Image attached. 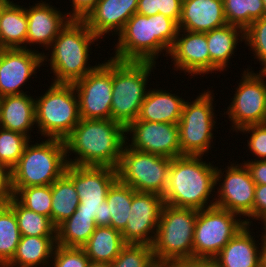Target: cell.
<instances>
[{
  "label": "cell",
  "instance_id": "cell-1",
  "mask_svg": "<svg viewBox=\"0 0 266 267\" xmlns=\"http://www.w3.org/2000/svg\"><path fill=\"white\" fill-rule=\"evenodd\" d=\"M125 134V127L112 119H80L64 139L66 161L71 165L116 169L126 143ZM72 152L77 156L73 160L69 158Z\"/></svg>",
  "mask_w": 266,
  "mask_h": 267
},
{
  "label": "cell",
  "instance_id": "cell-2",
  "mask_svg": "<svg viewBox=\"0 0 266 267\" xmlns=\"http://www.w3.org/2000/svg\"><path fill=\"white\" fill-rule=\"evenodd\" d=\"M178 30V24L163 14L145 16L135 13L118 33L116 51L111 58L156 63L155 60L163 50L165 54L170 53Z\"/></svg>",
  "mask_w": 266,
  "mask_h": 267
},
{
  "label": "cell",
  "instance_id": "cell-3",
  "mask_svg": "<svg viewBox=\"0 0 266 267\" xmlns=\"http://www.w3.org/2000/svg\"><path fill=\"white\" fill-rule=\"evenodd\" d=\"M202 157L182 155L171 159L163 195L165 204L195 210L215 206L214 198L211 203L208 201L211 192H215L216 167L210 162L202 161Z\"/></svg>",
  "mask_w": 266,
  "mask_h": 267
},
{
  "label": "cell",
  "instance_id": "cell-4",
  "mask_svg": "<svg viewBox=\"0 0 266 267\" xmlns=\"http://www.w3.org/2000/svg\"><path fill=\"white\" fill-rule=\"evenodd\" d=\"M98 39L83 20H70L49 48L53 83L73 84L95 69L88 65L89 46Z\"/></svg>",
  "mask_w": 266,
  "mask_h": 267
},
{
  "label": "cell",
  "instance_id": "cell-5",
  "mask_svg": "<svg viewBox=\"0 0 266 267\" xmlns=\"http://www.w3.org/2000/svg\"><path fill=\"white\" fill-rule=\"evenodd\" d=\"M155 64L119 61L112 58L111 119L125 128L139 116L141 105L148 92L146 89L148 77Z\"/></svg>",
  "mask_w": 266,
  "mask_h": 267
},
{
  "label": "cell",
  "instance_id": "cell-6",
  "mask_svg": "<svg viewBox=\"0 0 266 267\" xmlns=\"http://www.w3.org/2000/svg\"><path fill=\"white\" fill-rule=\"evenodd\" d=\"M67 165L64 140L47 138L40 143L28 142L11 169L12 188L51 185L65 172Z\"/></svg>",
  "mask_w": 266,
  "mask_h": 267
},
{
  "label": "cell",
  "instance_id": "cell-7",
  "mask_svg": "<svg viewBox=\"0 0 266 267\" xmlns=\"http://www.w3.org/2000/svg\"><path fill=\"white\" fill-rule=\"evenodd\" d=\"M196 219L197 210L174 207L164 203L151 245L158 264L173 260L193 259Z\"/></svg>",
  "mask_w": 266,
  "mask_h": 267
},
{
  "label": "cell",
  "instance_id": "cell-8",
  "mask_svg": "<svg viewBox=\"0 0 266 267\" xmlns=\"http://www.w3.org/2000/svg\"><path fill=\"white\" fill-rule=\"evenodd\" d=\"M35 119L41 136L64 140L81 119L73 84L51 83L45 94L35 99Z\"/></svg>",
  "mask_w": 266,
  "mask_h": 267
},
{
  "label": "cell",
  "instance_id": "cell-9",
  "mask_svg": "<svg viewBox=\"0 0 266 267\" xmlns=\"http://www.w3.org/2000/svg\"><path fill=\"white\" fill-rule=\"evenodd\" d=\"M129 141L126 136V143L116 168L118 180L137 192L155 193L163 197L171 158L130 148L127 145Z\"/></svg>",
  "mask_w": 266,
  "mask_h": 267
},
{
  "label": "cell",
  "instance_id": "cell-10",
  "mask_svg": "<svg viewBox=\"0 0 266 267\" xmlns=\"http://www.w3.org/2000/svg\"><path fill=\"white\" fill-rule=\"evenodd\" d=\"M212 95L211 90H207L194 101H185L178 122L180 156H202L211 149L216 123Z\"/></svg>",
  "mask_w": 266,
  "mask_h": 267
},
{
  "label": "cell",
  "instance_id": "cell-11",
  "mask_svg": "<svg viewBox=\"0 0 266 267\" xmlns=\"http://www.w3.org/2000/svg\"><path fill=\"white\" fill-rule=\"evenodd\" d=\"M237 215L216 206L197 210L193 259H214L246 225L245 220L237 219Z\"/></svg>",
  "mask_w": 266,
  "mask_h": 267
},
{
  "label": "cell",
  "instance_id": "cell-12",
  "mask_svg": "<svg viewBox=\"0 0 266 267\" xmlns=\"http://www.w3.org/2000/svg\"><path fill=\"white\" fill-rule=\"evenodd\" d=\"M249 70H244L226 111L233 123L231 130L236 132L248 125L266 123V71L256 74Z\"/></svg>",
  "mask_w": 266,
  "mask_h": 267
},
{
  "label": "cell",
  "instance_id": "cell-13",
  "mask_svg": "<svg viewBox=\"0 0 266 267\" xmlns=\"http://www.w3.org/2000/svg\"><path fill=\"white\" fill-rule=\"evenodd\" d=\"M227 167V170L223 172L216 167V186L218 183L219 186L216 191L218 198L215 197V206L236 213L240 215L239 217L243 215L251 218H245V223L251 226L256 184L244 163L237 165L232 163Z\"/></svg>",
  "mask_w": 266,
  "mask_h": 267
},
{
  "label": "cell",
  "instance_id": "cell-14",
  "mask_svg": "<svg viewBox=\"0 0 266 267\" xmlns=\"http://www.w3.org/2000/svg\"><path fill=\"white\" fill-rule=\"evenodd\" d=\"M81 119H111L112 58L73 83Z\"/></svg>",
  "mask_w": 266,
  "mask_h": 267
},
{
  "label": "cell",
  "instance_id": "cell-15",
  "mask_svg": "<svg viewBox=\"0 0 266 267\" xmlns=\"http://www.w3.org/2000/svg\"><path fill=\"white\" fill-rule=\"evenodd\" d=\"M65 173L72 179L79 197L77 210L99 216L101 203L106 200L112 184L118 179L115 168L68 164Z\"/></svg>",
  "mask_w": 266,
  "mask_h": 267
},
{
  "label": "cell",
  "instance_id": "cell-16",
  "mask_svg": "<svg viewBox=\"0 0 266 267\" xmlns=\"http://www.w3.org/2000/svg\"><path fill=\"white\" fill-rule=\"evenodd\" d=\"M125 132H130V148L171 159L180 156L178 124L134 121Z\"/></svg>",
  "mask_w": 266,
  "mask_h": 267
},
{
  "label": "cell",
  "instance_id": "cell-17",
  "mask_svg": "<svg viewBox=\"0 0 266 267\" xmlns=\"http://www.w3.org/2000/svg\"><path fill=\"white\" fill-rule=\"evenodd\" d=\"M48 56L30 48L0 49V97L27 93L21 90ZM45 60V61H44Z\"/></svg>",
  "mask_w": 266,
  "mask_h": 267
},
{
  "label": "cell",
  "instance_id": "cell-18",
  "mask_svg": "<svg viewBox=\"0 0 266 267\" xmlns=\"http://www.w3.org/2000/svg\"><path fill=\"white\" fill-rule=\"evenodd\" d=\"M163 197L155 193L135 192L127 225L121 232L126 243L152 245L159 225ZM151 233V234H150Z\"/></svg>",
  "mask_w": 266,
  "mask_h": 267
},
{
  "label": "cell",
  "instance_id": "cell-19",
  "mask_svg": "<svg viewBox=\"0 0 266 267\" xmlns=\"http://www.w3.org/2000/svg\"><path fill=\"white\" fill-rule=\"evenodd\" d=\"M181 32L182 34H180ZM169 56L173 59L176 71L181 70L191 76L209 74L210 54L206 32H190L179 29Z\"/></svg>",
  "mask_w": 266,
  "mask_h": 267
},
{
  "label": "cell",
  "instance_id": "cell-20",
  "mask_svg": "<svg viewBox=\"0 0 266 267\" xmlns=\"http://www.w3.org/2000/svg\"><path fill=\"white\" fill-rule=\"evenodd\" d=\"M25 9L28 20L25 48L27 49V44H38L49 50L55 38L71 19L45 1Z\"/></svg>",
  "mask_w": 266,
  "mask_h": 267
},
{
  "label": "cell",
  "instance_id": "cell-21",
  "mask_svg": "<svg viewBox=\"0 0 266 267\" xmlns=\"http://www.w3.org/2000/svg\"><path fill=\"white\" fill-rule=\"evenodd\" d=\"M137 6L138 0H99L83 21L100 39L110 31L112 35L113 31L118 35L128 19L136 13Z\"/></svg>",
  "mask_w": 266,
  "mask_h": 267
},
{
  "label": "cell",
  "instance_id": "cell-22",
  "mask_svg": "<svg viewBox=\"0 0 266 267\" xmlns=\"http://www.w3.org/2000/svg\"><path fill=\"white\" fill-rule=\"evenodd\" d=\"M227 24L223 0H183L178 28L205 33Z\"/></svg>",
  "mask_w": 266,
  "mask_h": 267
},
{
  "label": "cell",
  "instance_id": "cell-23",
  "mask_svg": "<svg viewBox=\"0 0 266 267\" xmlns=\"http://www.w3.org/2000/svg\"><path fill=\"white\" fill-rule=\"evenodd\" d=\"M35 119V99L23 93L0 97V127L26 135L30 139Z\"/></svg>",
  "mask_w": 266,
  "mask_h": 267
},
{
  "label": "cell",
  "instance_id": "cell-24",
  "mask_svg": "<svg viewBox=\"0 0 266 267\" xmlns=\"http://www.w3.org/2000/svg\"><path fill=\"white\" fill-rule=\"evenodd\" d=\"M246 224L213 259L217 267H260V248Z\"/></svg>",
  "mask_w": 266,
  "mask_h": 267
},
{
  "label": "cell",
  "instance_id": "cell-25",
  "mask_svg": "<svg viewBox=\"0 0 266 267\" xmlns=\"http://www.w3.org/2000/svg\"><path fill=\"white\" fill-rule=\"evenodd\" d=\"M185 100L166 90L152 89L147 92L135 121L178 124Z\"/></svg>",
  "mask_w": 266,
  "mask_h": 267
},
{
  "label": "cell",
  "instance_id": "cell-26",
  "mask_svg": "<svg viewBox=\"0 0 266 267\" xmlns=\"http://www.w3.org/2000/svg\"><path fill=\"white\" fill-rule=\"evenodd\" d=\"M56 245V236H21L12 260L5 267H50Z\"/></svg>",
  "mask_w": 266,
  "mask_h": 267
},
{
  "label": "cell",
  "instance_id": "cell-27",
  "mask_svg": "<svg viewBox=\"0 0 266 267\" xmlns=\"http://www.w3.org/2000/svg\"><path fill=\"white\" fill-rule=\"evenodd\" d=\"M238 37H241L240 40ZM206 40L210 54V72L211 74L213 71L221 72L226 70L238 42L244 40V30L238 26L226 24L206 32Z\"/></svg>",
  "mask_w": 266,
  "mask_h": 267
},
{
  "label": "cell",
  "instance_id": "cell-28",
  "mask_svg": "<svg viewBox=\"0 0 266 267\" xmlns=\"http://www.w3.org/2000/svg\"><path fill=\"white\" fill-rule=\"evenodd\" d=\"M27 25L25 7L8 0L0 9V49L25 48Z\"/></svg>",
  "mask_w": 266,
  "mask_h": 267
},
{
  "label": "cell",
  "instance_id": "cell-29",
  "mask_svg": "<svg viewBox=\"0 0 266 267\" xmlns=\"http://www.w3.org/2000/svg\"><path fill=\"white\" fill-rule=\"evenodd\" d=\"M126 244L120 231L111 226H97L81 248L90 261L112 263Z\"/></svg>",
  "mask_w": 266,
  "mask_h": 267
},
{
  "label": "cell",
  "instance_id": "cell-30",
  "mask_svg": "<svg viewBox=\"0 0 266 267\" xmlns=\"http://www.w3.org/2000/svg\"><path fill=\"white\" fill-rule=\"evenodd\" d=\"M97 225L87 212L76 210L56 228L57 245L81 248L91 237Z\"/></svg>",
  "mask_w": 266,
  "mask_h": 267
},
{
  "label": "cell",
  "instance_id": "cell-31",
  "mask_svg": "<svg viewBox=\"0 0 266 267\" xmlns=\"http://www.w3.org/2000/svg\"><path fill=\"white\" fill-rule=\"evenodd\" d=\"M51 222L57 228L70 218L80 203L72 179L64 172L51 184Z\"/></svg>",
  "mask_w": 266,
  "mask_h": 267
},
{
  "label": "cell",
  "instance_id": "cell-32",
  "mask_svg": "<svg viewBox=\"0 0 266 267\" xmlns=\"http://www.w3.org/2000/svg\"><path fill=\"white\" fill-rule=\"evenodd\" d=\"M136 191L129 185L116 180L109 188L106 201L108 203L109 215H111L110 226L122 232L128 222L132 196Z\"/></svg>",
  "mask_w": 266,
  "mask_h": 267
},
{
  "label": "cell",
  "instance_id": "cell-33",
  "mask_svg": "<svg viewBox=\"0 0 266 267\" xmlns=\"http://www.w3.org/2000/svg\"><path fill=\"white\" fill-rule=\"evenodd\" d=\"M15 213L21 236H56L50 218L22 206L14 197L6 203Z\"/></svg>",
  "mask_w": 266,
  "mask_h": 267
},
{
  "label": "cell",
  "instance_id": "cell-34",
  "mask_svg": "<svg viewBox=\"0 0 266 267\" xmlns=\"http://www.w3.org/2000/svg\"><path fill=\"white\" fill-rule=\"evenodd\" d=\"M20 239L16 215L4 204L0 207V267H5L12 260Z\"/></svg>",
  "mask_w": 266,
  "mask_h": 267
},
{
  "label": "cell",
  "instance_id": "cell-35",
  "mask_svg": "<svg viewBox=\"0 0 266 267\" xmlns=\"http://www.w3.org/2000/svg\"><path fill=\"white\" fill-rule=\"evenodd\" d=\"M227 24L244 31L254 20L266 16L263 0H223Z\"/></svg>",
  "mask_w": 266,
  "mask_h": 267
},
{
  "label": "cell",
  "instance_id": "cell-36",
  "mask_svg": "<svg viewBox=\"0 0 266 267\" xmlns=\"http://www.w3.org/2000/svg\"><path fill=\"white\" fill-rule=\"evenodd\" d=\"M14 198L24 207L45 215L51 220L52 194L51 185L29 186L13 189Z\"/></svg>",
  "mask_w": 266,
  "mask_h": 267
},
{
  "label": "cell",
  "instance_id": "cell-37",
  "mask_svg": "<svg viewBox=\"0 0 266 267\" xmlns=\"http://www.w3.org/2000/svg\"><path fill=\"white\" fill-rule=\"evenodd\" d=\"M159 265L148 244L127 243L110 267H156Z\"/></svg>",
  "mask_w": 266,
  "mask_h": 267
},
{
  "label": "cell",
  "instance_id": "cell-38",
  "mask_svg": "<svg viewBox=\"0 0 266 267\" xmlns=\"http://www.w3.org/2000/svg\"><path fill=\"white\" fill-rule=\"evenodd\" d=\"M29 141L26 135L0 127V164L12 169Z\"/></svg>",
  "mask_w": 266,
  "mask_h": 267
},
{
  "label": "cell",
  "instance_id": "cell-39",
  "mask_svg": "<svg viewBox=\"0 0 266 267\" xmlns=\"http://www.w3.org/2000/svg\"><path fill=\"white\" fill-rule=\"evenodd\" d=\"M244 41L252 48L255 58L261 62V71H266V16L251 23L244 31Z\"/></svg>",
  "mask_w": 266,
  "mask_h": 267
},
{
  "label": "cell",
  "instance_id": "cell-40",
  "mask_svg": "<svg viewBox=\"0 0 266 267\" xmlns=\"http://www.w3.org/2000/svg\"><path fill=\"white\" fill-rule=\"evenodd\" d=\"M51 262L52 267H87L90 259L82 248L56 245Z\"/></svg>",
  "mask_w": 266,
  "mask_h": 267
},
{
  "label": "cell",
  "instance_id": "cell-41",
  "mask_svg": "<svg viewBox=\"0 0 266 267\" xmlns=\"http://www.w3.org/2000/svg\"><path fill=\"white\" fill-rule=\"evenodd\" d=\"M243 133H251L247 142L251 153L258 157V160H266V123L253 124L241 128Z\"/></svg>",
  "mask_w": 266,
  "mask_h": 267
},
{
  "label": "cell",
  "instance_id": "cell-42",
  "mask_svg": "<svg viewBox=\"0 0 266 267\" xmlns=\"http://www.w3.org/2000/svg\"><path fill=\"white\" fill-rule=\"evenodd\" d=\"M99 0H72V11L67 13L71 20H84Z\"/></svg>",
  "mask_w": 266,
  "mask_h": 267
},
{
  "label": "cell",
  "instance_id": "cell-43",
  "mask_svg": "<svg viewBox=\"0 0 266 267\" xmlns=\"http://www.w3.org/2000/svg\"><path fill=\"white\" fill-rule=\"evenodd\" d=\"M12 197H14V192L11 169L0 165V199L6 204Z\"/></svg>",
  "mask_w": 266,
  "mask_h": 267
},
{
  "label": "cell",
  "instance_id": "cell-44",
  "mask_svg": "<svg viewBox=\"0 0 266 267\" xmlns=\"http://www.w3.org/2000/svg\"><path fill=\"white\" fill-rule=\"evenodd\" d=\"M266 217V185L256 184L254 203H253V219L261 220Z\"/></svg>",
  "mask_w": 266,
  "mask_h": 267
},
{
  "label": "cell",
  "instance_id": "cell-45",
  "mask_svg": "<svg viewBox=\"0 0 266 267\" xmlns=\"http://www.w3.org/2000/svg\"><path fill=\"white\" fill-rule=\"evenodd\" d=\"M183 0H158L159 14L173 19L177 24L180 20Z\"/></svg>",
  "mask_w": 266,
  "mask_h": 267
},
{
  "label": "cell",
  "instance_id": "cell-46",
  "mask_svg": "<svg viewBox=\"0 0 266 267\" xmlns=\"http://www.w3.org/2000/svg\"><path fill=\"white\" fill-rule=\"evenodd\" d=\"M255 184L266 185V160L244 161Z\"/></svg>",
  "mask_w": 266,
  "mask_h": 267
},
{
  "label": "cell",
  "instance_id": "cell-47",
  "mask_svg": "<svg viewBox=\"0 0 266 267\" xmlns=\"http://www.w3.org/2000/svg\"><path fill=\"white\" fill-rule=\"evenodd\" d=\"M163 265L165 267H217L213 259H180Z\"/></svg>",
  "mask_w": 266,
  "mask_h": 267
},
{
  "label": "cell",
  "instance_id": "cell-48",
  "mask_svg": "<svg viewBox=\"0 0 266 267\" xmlns=\"http://www.w3.org/2000/svg\"><path fill=\"white\" fill-rule=\"evenodd\" d=\"M136 13L145 16L158 14V0H138Z\"/></svg>",
  "mask_w": 266,
  "mask_h": 267
},
{
  "label": "cell",
  "instance_id": "cell-49",
  "mask_svg": "<svg viewBox=\"0 0 266 267\" xmlns=\"http://www.w3.org/2000/svg\"><path fill=\"white\" fill-rule=\"evenodd\" d=\"M111 215L108 211V203L105 200L101 203V208L99 210V216H95V223L97 226H110Z\"/></svg>",
  "mask_w": 266,
  "mask_h": 267
},
{
  "label": "cell",
  "instance_id": "cell-50",
  "mask_svg": "<svg viewBox=\"0 0 266 267\" xmlns=\"http://www.w3.org/2000/svg\"><path fill=\"white\" fill-rule=\"evenodd\" d=\"M260 267H266V242H261Z\"/></svg>",
  "mask_w": 266,
  "mask_h": 267
},
{
  "label": "cell",
  "instance_id": "cell-51",
  "mask_svg": "<svg viewBox=\"0 0 266 267\" xmlns=\"http://www.w3.org/2000/svg\"><path fill=\"white\" fill-rule=\"evenodd\" d=\"M87 267H110V263L90 261Z\"/></svg>",
  "mask_w": 266,
  "mask_h": 267
},
{
  "label": "cell",
  "instance_id": "cell-52",
  "mask_svg": "<svg viewBox=\"0 0 266 267\" xmlns=\"http://www.w3.org/2000/svg\"><path fill=\"white\" fill-rule=\"evenodd\" d=\"M261 222L263 223V231L261 235V242H266V217L261 219ZM264 233V234H263Z\"/></svg>",
  "mask_w": 266,
  "mask_h": 267
},
{
  "label": "cell",
  "instance_id": "cell-53",
  "mask_svg": "<svg viewBox=\"0 0 266 267\" xmlns=\"http://www.w3.org/2000/svg\"><path fill=\"white\" fill-rule=\"evenodd\" d=\"M8 0H0V9L4 6V4L7 2Z\"/></svg>",
  "mask_w": 266,
  "mask_h": 267
},
{
  "label": "cell",
  "instance_id": "cell-54",
  "mask_svg": "<svg viewBox=\"0 0 266 267\" xmlns=\"http://www.w3.org/2000/svg\"><path fill=\"white\" fill-rule=\"evenodd\" d=\"M263 3H264L265 13H266V0H263Z\"/></svg>",
  "mask_w": 266,
  "mask_h": 267
},
{
  "label": "cell",
  "instance_id": "cell-55",
  "mask_svg": "<svg viewBox=\"0 0 266 267\" xmlns=\"http://www.w3.org/2000/svg\"><path fill=\"white\" fill-rule=\"evenodd\" d=\"M5 203L0 199V207H2Z\"/></svg>",
  "mask_w": 266,
  "mask_h": 267
},
{
  "label": "cell",
  "instance_id": "cell-56",
  "mask_svg": "<svg viewBox=\"0 0 266 267\" xmlns=\"http://www.w3.org/2000/svg\"><path fill=\"white\" fill-rule=\"evenodd\" d=\"M156 267H165L163 264H159Z\"/></svg>",
  "mask_w": 266,
  "mask_h": 267
}]
</instances>
